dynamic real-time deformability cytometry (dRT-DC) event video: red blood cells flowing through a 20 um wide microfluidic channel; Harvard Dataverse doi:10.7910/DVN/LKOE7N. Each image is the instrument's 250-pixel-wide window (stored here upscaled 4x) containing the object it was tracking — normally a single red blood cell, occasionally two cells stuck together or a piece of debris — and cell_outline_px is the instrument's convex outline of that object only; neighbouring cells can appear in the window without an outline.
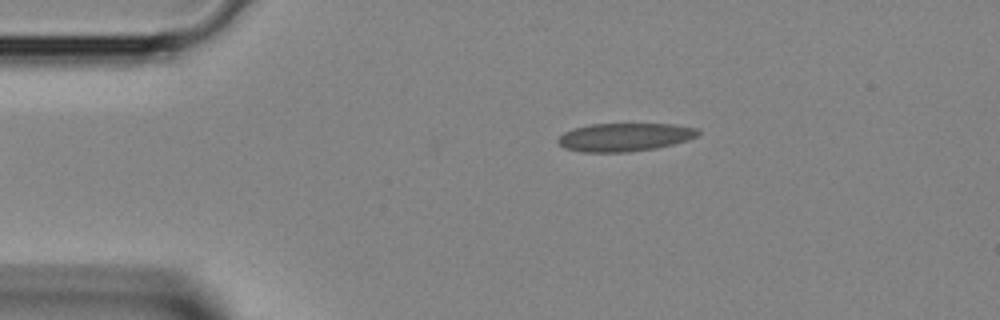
{"species": "Egyptian fruit bat (a non-hibernating species)", "species_latin": "Rousettus aegyptiacus", "temperature_condition": "room temperature", "stored_images_in_passage": 2, "camera_frame_rate_fps": 3000, "um_per_image_px": 0.085, "animal": {"sex": "female"}, "frame": {"image": 1, "passage_image": 2, "time_ms": 0.333, "image_size_px": [1000, 320], "cell_outline_px": [[700, 132], [696, 136], [688, 140], [656, 148], [628, 152], [584, 152], [564, 148], [556, 140], [564, 132], [572, 128], [592, 124], [672, 124], [696, 128]], "centroid_in_image_um": [53.07, 11.66], "position_along_channel_um": 31.9, "area_um2": 22.95}}